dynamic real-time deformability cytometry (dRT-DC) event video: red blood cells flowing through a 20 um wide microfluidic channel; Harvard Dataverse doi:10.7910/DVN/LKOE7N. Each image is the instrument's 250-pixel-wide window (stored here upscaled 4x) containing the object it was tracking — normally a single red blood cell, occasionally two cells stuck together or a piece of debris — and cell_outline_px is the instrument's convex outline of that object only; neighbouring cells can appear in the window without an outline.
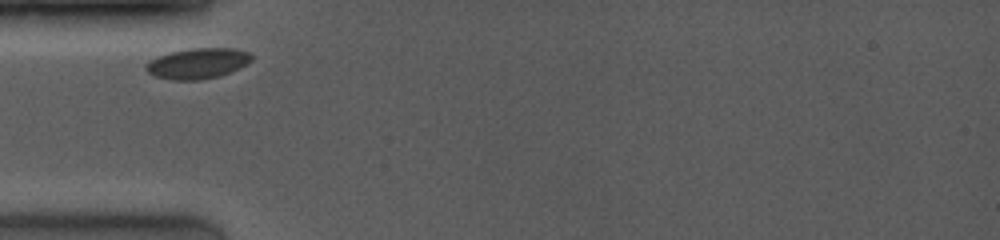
{"species": "common noctule bat (a hibernating species)", "species_latin": "Nyctalus noctula", "temperature_condition": "room temperature", "stored_images_in_passage": 4, "camera_frame_rate_fps": 4000, "um_per_image_px": 0.085, "animal": {"sex": "female", "body_mass_g": 19.0, "forearm_length_mm": 53.3}, "frame": {"image": 1, "passage_image": 1, "time_ms": 0.0, "image_size_px": [1000, 240], "cell_outline_px": [[252, 60], [232, 72], [220, 76], [200, 80], [172, 80], [156, 76], [148, 72], [144, 68], [156, 56], [172, 52], [192, 48], [232, 48], [248, 52], [252, 56]], "centroid_in_image_um": [16.82, 5.39], "position_along_channel_um": 68.2, "area_um2": 18.67}}
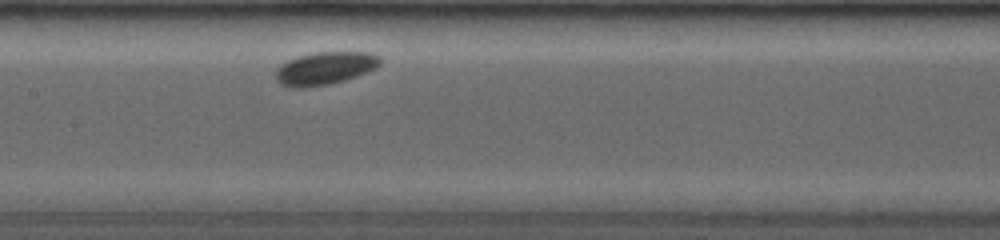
{"frame": {"image": 2, "passage_image": 4, "time_ms": 3.0, "image_size_px": [1000, 240], "cell_outline_px": [[380, 64], [376, 68], [356, 76], [344, 80], [328, 84], [304, 88], [292, 88], [280, 84], [276, 80], [276, 68], [280, 64], [288, 60], [300, 56], [316, 52], [368, 52], [380, 56]], "centroid_in_image_um": [27.59, 5.81], "position_along_channel_um": 179.8, "area_um2": 19.94}}